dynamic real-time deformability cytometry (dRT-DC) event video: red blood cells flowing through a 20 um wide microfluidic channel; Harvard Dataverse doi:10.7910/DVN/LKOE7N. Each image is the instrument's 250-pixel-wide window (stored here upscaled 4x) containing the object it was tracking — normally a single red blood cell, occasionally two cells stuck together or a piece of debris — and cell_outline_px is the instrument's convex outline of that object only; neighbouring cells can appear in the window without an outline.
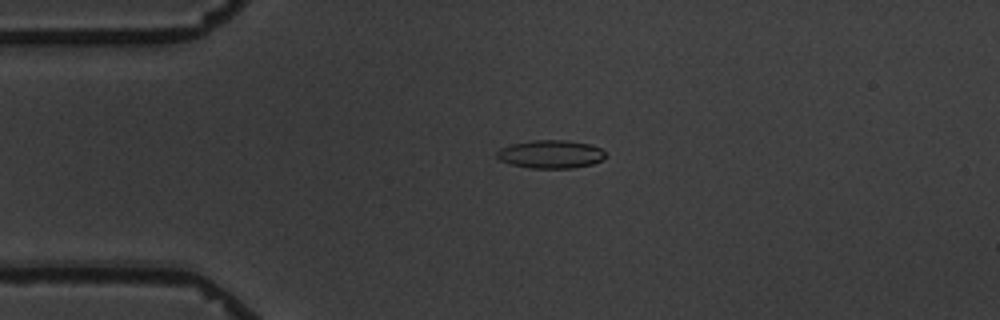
{"species": "common noctule bat (a hibernating species)", "species_latin": "Nyctalus noctula", "temperature_condition": "warm", "stored_images_in_passage": 2, "camera_frame_rate_fps": 3000, "um_per_image_px": 0.085, "animal": {"sex": "male", "body_mass_g": 19.5, "forearm_length_mm": 54.6}, "frame": {"image": 1, "passage_image": 2, "time_ms": 1.0, "image_size_px": [1000, 320], "cell_outline_px": [[604, 160], [592, 164], [572, 168], [528, 168], [512, 164], [500, 160], [496, 156], [496, 152], [500, 148], [512, 144], [532, 140], [568, 140], [592, 144], [600, 148], [604, 152]], "centroid_in_image_um": [46.82, 13.1], "position_along_channel_um": 38.2, "area_um2": 17.92}}